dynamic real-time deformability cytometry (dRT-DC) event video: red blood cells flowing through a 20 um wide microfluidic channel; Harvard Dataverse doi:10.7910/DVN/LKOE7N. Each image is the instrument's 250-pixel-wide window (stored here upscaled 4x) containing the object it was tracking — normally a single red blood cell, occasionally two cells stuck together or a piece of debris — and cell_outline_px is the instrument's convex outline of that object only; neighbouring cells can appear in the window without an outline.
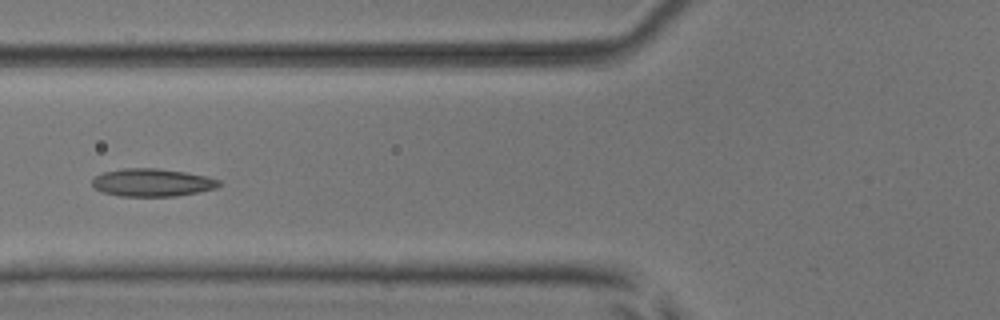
{"species": "common noctule bat (a hibernating species)", "species_latin": "Nyctalus noctula", "temperature_condition": "room temperature", "stored_images_in_passage": 5, "camera_frame_rate_fps": 3000, "um_per_image_px": 0.085, "animal": {"sex": "male", "body_mass_g": 17.9, "forearm_length_mm": 54.2}, "frame": {"image": 1, "passage_image": 5, "time_ms": 5.333, "image_size_px": [1000, 320], "cell_outline_px": [[220, 184], [216, 188], [176, 196], [120, 196], [104, 192], [96, 188], [92, 184], [92, 180], [96, 176], [104, 172], [124, 168], [156, 168], [184, 172], [208, 176], [220, 180]], "centroid_in_image_um": [12.95, 15.51], "position_along_channel_um": 112.8, "area_um2": 20.35}}